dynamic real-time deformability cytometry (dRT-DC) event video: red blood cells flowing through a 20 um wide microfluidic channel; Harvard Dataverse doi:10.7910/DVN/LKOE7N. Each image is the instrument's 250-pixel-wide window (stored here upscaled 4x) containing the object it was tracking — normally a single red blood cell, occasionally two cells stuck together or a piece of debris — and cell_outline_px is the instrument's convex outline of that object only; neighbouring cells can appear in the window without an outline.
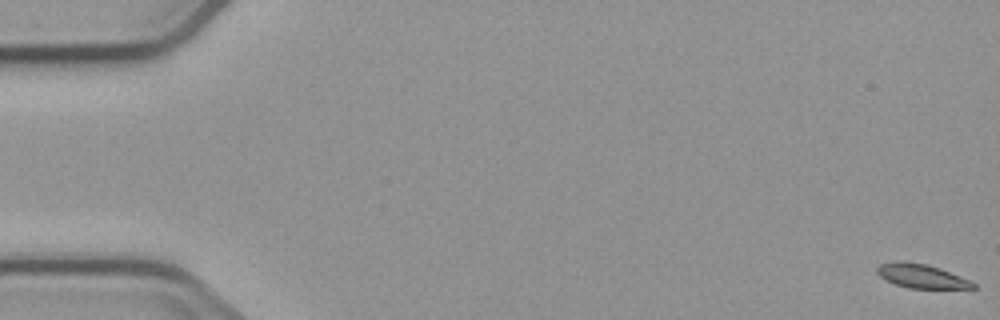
{"species": "common noctule bat (a hibernating species)", "species_latin": "Nyctalus noctula", "temperature_condition": "cold", "stored_images_in_passage": 8, "camera_frame_rate_fps": 3000, "um_per_image_px": 0.085, "animal": {"sex": "male", "body_mass_g": 23.1, "forearm_length_mm": 52.7}, "frame": {"image": 1, "passage_image": 1, "time_ms": 0.0, "image_size_px": [1000, 320], "cell_outline_px": [[976, 288], [908, 288], [896, 284], [880, 276], [876, 272], [876, 268], [880, 264], [896, 260], [900, 260], [928, 264], [940, 268], [972, 280], [976, 284]], "centroid_in_image_um": [78.34, 23.45], "position_along_channel_um": 6.7, "area_um2": 13.53}}
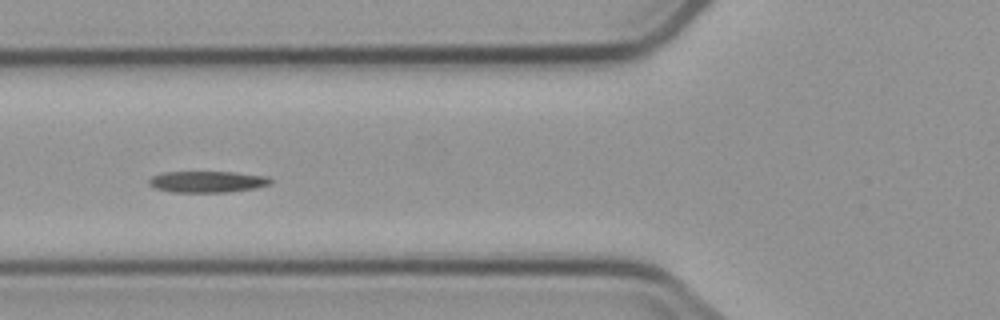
{"frame": {"image": 2, "passage_image": 7, "time_ms": 7.0, "image_size_px": [1000, 320], "cell_outline_px": [[272, 184], [256, 188], [228, 192], [172, 192], [156, 188], [148, 184], [148, 180], [152, 176], [160, 172], [236, 172], [268, 176], [272, 180]], "centroid_in_image_um": [17.65, 15.44], "position_along_channel_um": 108.2, "area_um2": 15.32}}
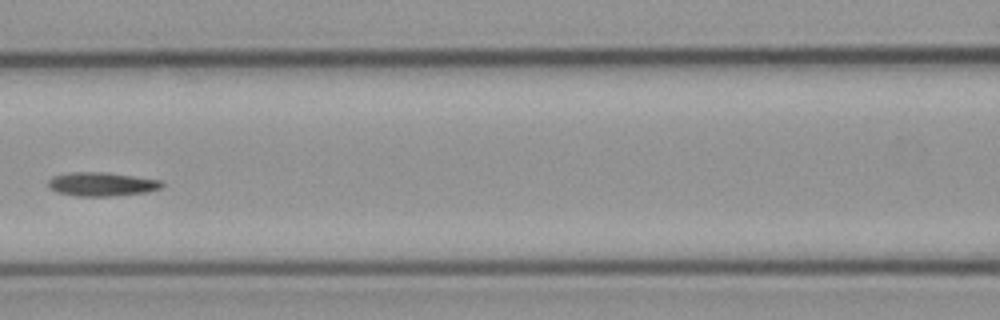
{"frame": {"image": 3, "passage_image": 8, "time_ms": 8.333, "image_size_px": [1000, 320], "cell_outline_px": [[164, 184], [160, 188], [148, 192], [112, 196], [76, 196], [56, 192], [48, 188], [48, 180], [52, 176], [68, 172], [108, 172], [160, 180]], "centroid_in_image_um": [8.6, 15.65], "position_along_channel_um": 158.0, "area_um2": 15.95}}